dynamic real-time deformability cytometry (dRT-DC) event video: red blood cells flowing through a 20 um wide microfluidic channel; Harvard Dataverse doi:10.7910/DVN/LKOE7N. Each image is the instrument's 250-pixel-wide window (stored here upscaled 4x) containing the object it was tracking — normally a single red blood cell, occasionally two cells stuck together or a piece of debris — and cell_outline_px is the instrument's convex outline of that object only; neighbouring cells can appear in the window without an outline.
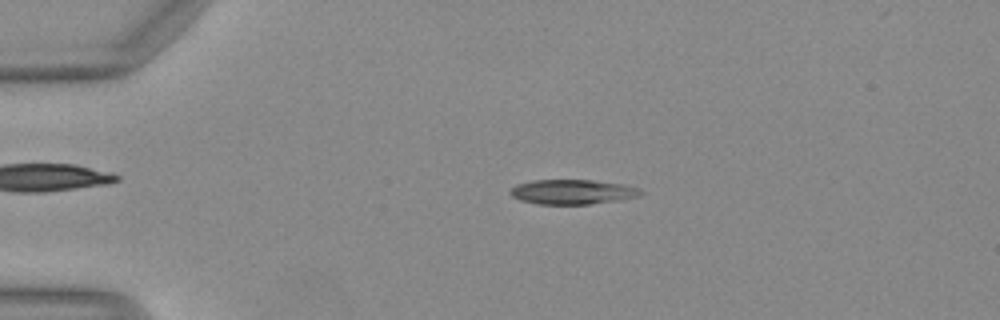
{"species": "Egyptian fruit bat (a non-hibernating species)", "species_latin": "Rousettus aegyptiacus", "temperature_condition": "warm", "stored_images_in_passage": 45, "camera_frame_rate_fps": 3000, "um_per_image_px": 0.085, "animal": {"sex": "female"}, "frame": {"image": 1, "passage_image": 6, "time_ms": 1.667, "image_size_px": [1000, 320], "cell_outline_px": [[644, 192], [640, 196], [616, 200], [588, 204], [536, 204], [520, 200], [512, 196], [508, 192], [516, 184], [532, 180], [592, 180], [620, 184], [636, 188]], "centroid_in_image_um": [48.59, 16.31], "position_along_channel_um": 36.4, "area_um2": 18.61}}
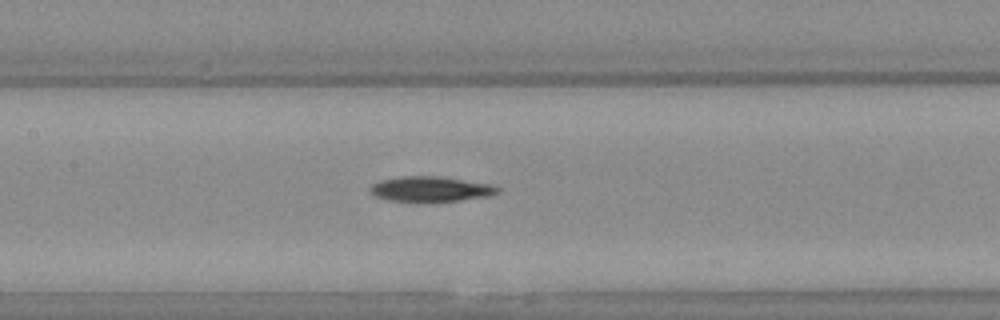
{"frame": {"image": 2, "passage_image": 19, "time_ms": 6.0, "image_size_px": [1000, 320], "cell_outline_px": [[500, 192], [492, 196], [460, 200], [424, 204], [420, 204], [388, 200], [376, 196], [372, 192], [372, 184], [380, 180], [400, 176], [432, 176], [492, 184], [500, 188]], "centroid_in_image_um": [36.63, 16.11], "position_along_channel_um": 170.8, "area_um2": 19.19}}
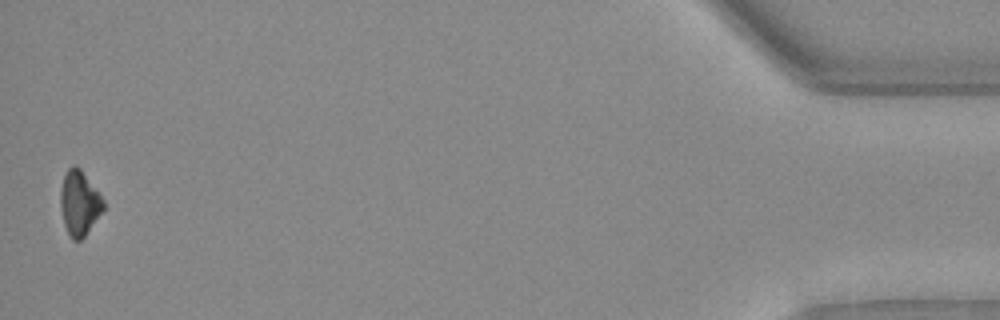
{"frame": {"image": 3, "passage_image": 44, "time_ms": 14.333, "image_size_px": [1000, 320], "cell_outline_px": [[104, 208], [84, 236], [80, 240], [72, 240], [64, 224], [60, 204], [60, 192], [64, 176], [68, 168], [72, 164], [76, 164], [80, 168], [104, 200]], "centroid_in_image_um": [6.73, 17.23], "position_along_channel_um": 428.5, "area_um2": 15.9}}